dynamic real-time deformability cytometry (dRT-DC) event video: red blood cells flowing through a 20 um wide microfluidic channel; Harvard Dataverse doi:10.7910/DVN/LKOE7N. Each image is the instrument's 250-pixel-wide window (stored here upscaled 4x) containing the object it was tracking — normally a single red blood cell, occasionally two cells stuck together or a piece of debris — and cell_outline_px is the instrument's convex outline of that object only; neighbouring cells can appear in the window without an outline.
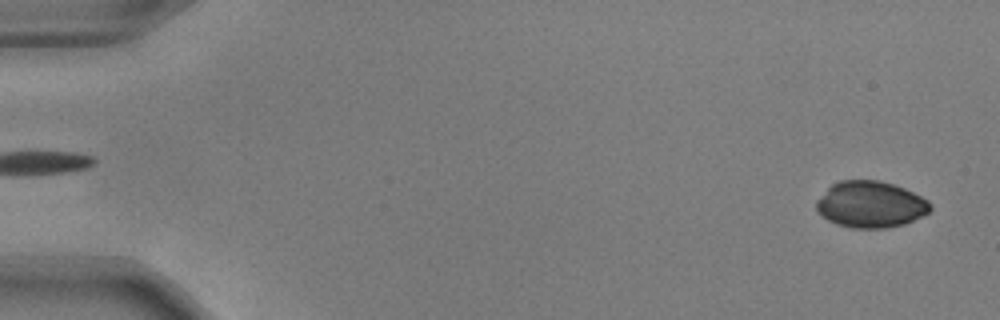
{"species": "common noctule bat (a hibernating species)", "species_latin": "Nyctalus noctula", "temperature_condition": "warm", "stored_images_in_passage": 6, "camera_frame_rate_fps": 3000, "um_per_image_px": 0.085, "animal": {"sex": "male", "body_mass_g": 17.9, "forearm_length_mm": 54.2}, "frame": {"image": 1, "passage_image": 2, "time_ms": 0.333, "image_size_px": [1000, 320], "cell_outline_px": [[932, 208], [924, 216], [904, 224], [888, 228], [852, 228], [836, 224], [820, 216], [816, 212], [816, 200], [832, 184], [840, 180], [880, 180], [904, 188], [928, 200], [932, 204]], "centroid_in_image_um": [73.99, 17.39], "position_along_channel_um": 11.0, "area_um2": 31.1}}